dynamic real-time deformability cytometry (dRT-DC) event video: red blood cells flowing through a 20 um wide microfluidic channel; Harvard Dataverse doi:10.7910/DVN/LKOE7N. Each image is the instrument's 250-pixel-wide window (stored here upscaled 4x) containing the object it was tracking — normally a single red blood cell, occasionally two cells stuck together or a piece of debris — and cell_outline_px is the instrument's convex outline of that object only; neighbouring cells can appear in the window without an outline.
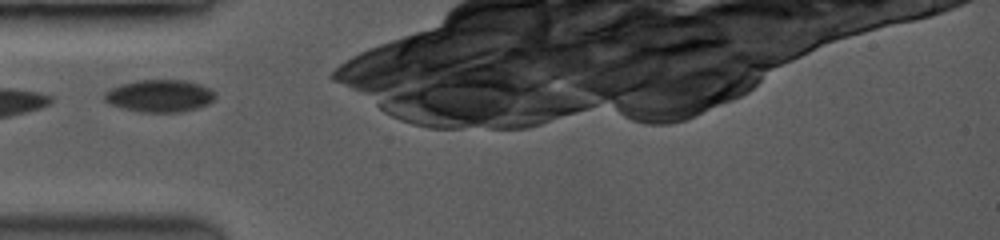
{"species": "common noctule bat (a hibernating species)", "species_latin": "Nyctalus noctula", "temperature_condition": "room temperature", "stored_images_in_passage": 13, "camera_frame_rate_fps": 3500, "um_per_image_px": 0.085, "animal": {"sex": "female", "body_mass_g": 19.0, "forearm_length_mm": 53.3}, "frame": {"image": 1, "passage_image": 1, "time_ms": 0.0, "image_size_px": [1000, 240], "cell_outline_px": [[212, 100], [208, 104], [196, 108], [176, 112], [144, 112], [124, 108], [112, 104], [104, 100], [104, 96], [112, 88], [120, 84], [136, 80], [184, 80], [200, 84], [208, 88], [212, 92]], "centroid_in_image_um": [13.55, 8.14], "position_along_channel_um": 71.5, "area_um2": 20.35}}
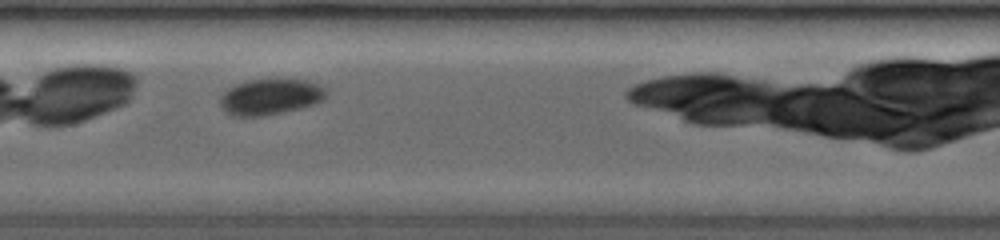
{"frame": {"image": 2, "passage_image": 10, "time_ms": 2.857, "image_size_px": [1000, 240], "cell_outline_px": [[324, 96], [320, 100], [312, 104], [280, 112], [256, 116], [236, 116], [228, 112], [224, 108], [220, 100], [224, 92], [228, 88], [236, 84], [248, 80], [276, 76], [308, 80], [324, 88]], "centroid_in_image_um": [22.96, 8.15], "position_along_channel_um": 184.4, "area_um2": 22.02}}
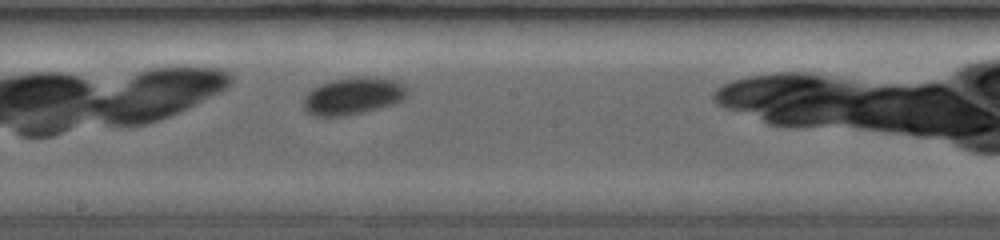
{"frame": {"image": 3, "passage_image": 13, "time_ms": 3.714, "image_size_px": [1000, 240], "cell_outline_px": [[404, 96], [400, 100], [388, 104], [340, 116], [316, 116], [308, 112], [304, 108], [304, 100], [308, 92], [312, 88], [320, 84], [332, 80], [364, 76], [396, 80], [404, 88]], "centroid_in_image_um": [29.91, 8.13], "position_along_channel_um": 218.3, "area_um2": 21.33}}